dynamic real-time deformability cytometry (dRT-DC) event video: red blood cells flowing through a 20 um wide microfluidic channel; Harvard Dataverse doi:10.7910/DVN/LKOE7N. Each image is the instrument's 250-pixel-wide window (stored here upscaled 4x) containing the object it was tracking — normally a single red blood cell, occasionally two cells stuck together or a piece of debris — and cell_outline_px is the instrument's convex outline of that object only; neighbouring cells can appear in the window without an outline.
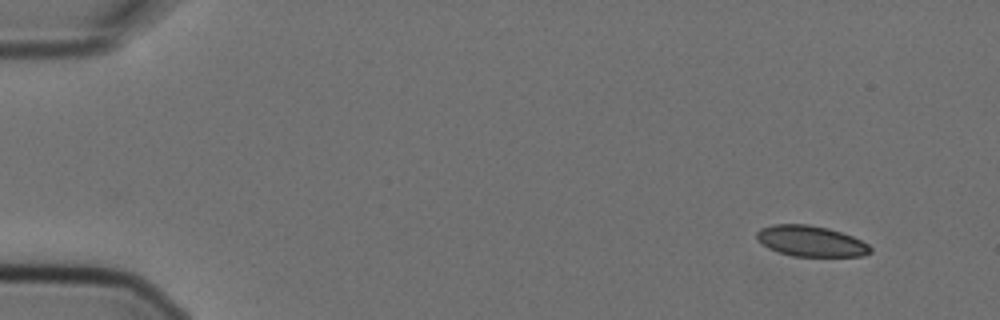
{"species": "Egyptian fruit bat (a non-hibernating species)", "species_latin": "Rousettus aegyptiacus", "temperature_condition": "cold", "stored_images_in_passage": 2, "camera_frame_rate_fps": 3000, "um_per_image_px": 0.085, "animal": {"sex": "female"}, "frame": {"image": 1, "passage_image": 2, "time_ms": 0.333, "image_size_px": [1000, 320], "cell_outline_px": [[872, 252], [864, 256], [792, 256], [768, 248], [756, 240], [756, 232], [760, 228], [772, 224], [808, 224], [828, 228], [852, 236], [868, 244], [872, 248]], "centroid_in_image_um": [68.9, 20.49], "position_along_channel_um": 16.1, "area_um2": 20.46}}